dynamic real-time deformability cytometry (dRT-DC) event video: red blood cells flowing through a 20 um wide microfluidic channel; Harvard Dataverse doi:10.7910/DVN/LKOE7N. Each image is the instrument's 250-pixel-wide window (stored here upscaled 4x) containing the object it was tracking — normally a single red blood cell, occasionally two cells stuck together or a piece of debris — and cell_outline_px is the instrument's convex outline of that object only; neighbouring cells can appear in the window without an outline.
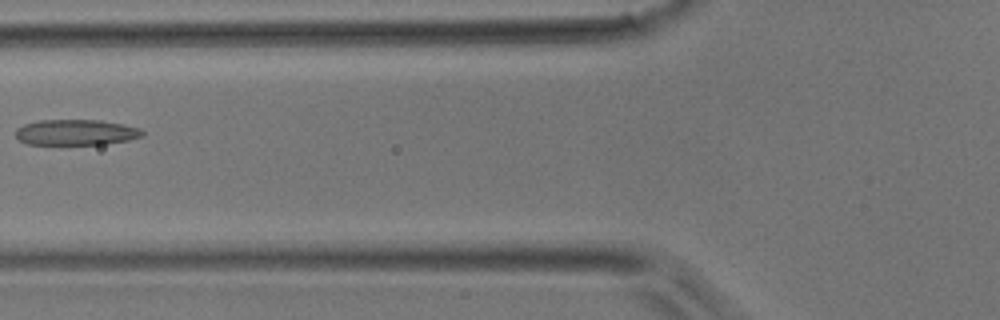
{"species": "common noctule bat (a hibernating species)", "species_latin": "Nyctalus noctula", "temperature_condition": "room temperature", "stored_images_in_passage": 5, "camera_frame_rate_fps": 3000, "um_per_image_px": 0.085, "animal": {"sex": "male", "body_mass_g": 17.9}, "frame": {"image": 1, "passage_image": 5, "time_ms": 1.333, "image_size_px": [1000, 320], "cell_outline_px": [[144, 136], [128, 140], [104, 144], [28, 144], [20, 140], [16, 136], [16, 128], [24, 124], [40, 120], [100, 120], [124, 124], [140, 128], [144, 132]], "centroid_in_image_um": [6.48, 11.24], "position_along_channel_um": 119.3, "area_um2": 18.96}}